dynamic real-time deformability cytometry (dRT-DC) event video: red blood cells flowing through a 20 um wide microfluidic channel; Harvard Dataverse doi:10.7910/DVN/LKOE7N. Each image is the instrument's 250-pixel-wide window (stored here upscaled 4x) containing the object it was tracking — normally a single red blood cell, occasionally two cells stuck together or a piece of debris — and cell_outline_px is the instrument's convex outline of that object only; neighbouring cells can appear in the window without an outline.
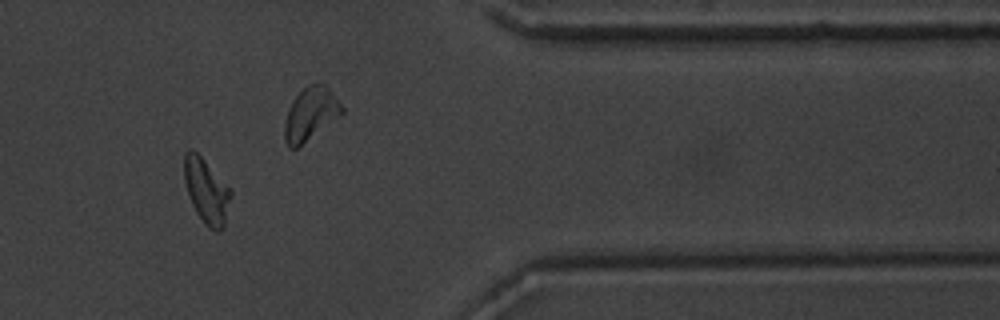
{"species": "common noctule bat (a hibernating species)", "species_latin": "Nyctalus noctula", "temperature_condition": "warm", "stored_images_in_passage": 14, "camera_frame_rate_fps": 3000, "um_per_image_px": 0.085, "animal": {"sex": "male", "body_mass_g": 20.1, "forearm_length_mm": 53.5}, "frame": {"image": 1, "passage_image": 12, "time_ms": 3.667, "image_size_px": [1000, 320], "cell_outline_px": [[232, 196], [224, 224], [216, 232], [208, 228], [204, 224], [196, 212], [192, 204], [184, 180], [184, 152], [188, 148], [192, 148], [232, 188]], "centroid_in_image_um": [17.56, 16.21], "position_along_channel_um": 393.8, "area_um2": 17.69}}
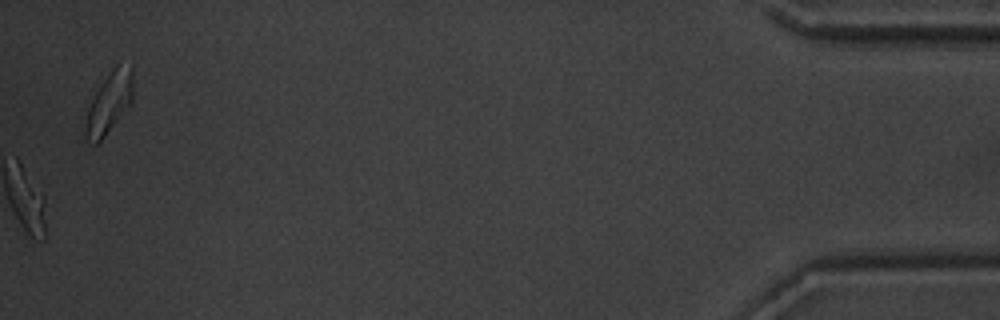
{"frame": {"image": 2, "passage_image": 14, "time_ms": 4.333, "image_size_px": [1000, 320], "cell_outline_px": [[132, 100], [104, 136], [96, 144], [92, 144], [84, 140], [84, 124], [88, 108], [100, 84], [108, 72], [116, 64], [132, 64]], "centroid_in_image_um": [9.24, 8.72], "position_along_channel_um": 426.0, "area_um2": 16.82}}